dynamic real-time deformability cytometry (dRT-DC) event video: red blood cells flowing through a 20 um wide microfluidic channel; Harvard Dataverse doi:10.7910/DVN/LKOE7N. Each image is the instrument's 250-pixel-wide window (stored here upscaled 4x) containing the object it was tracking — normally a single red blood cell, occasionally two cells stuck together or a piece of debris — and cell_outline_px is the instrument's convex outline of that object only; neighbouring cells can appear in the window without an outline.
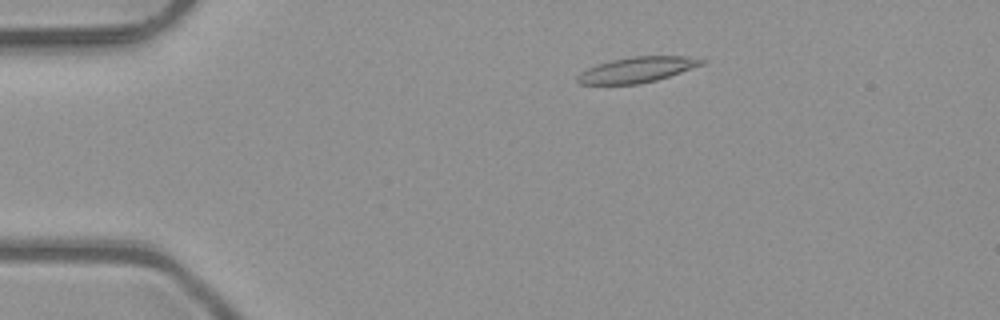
{"species": "common noctule bat (a hibernating species)", "species_latin": "Nyctalus noctula", "temperature_condition": "room temperature", "stored_images_in_passage": 6, "camera_frame_rate_fps": 3000, "um_per_image_px": 0.085, "animal": {"sex": "male", "body_mass_g": 23.1, "forearm_length_mm": 52.7}, "frame": {"image": 1, "passage_image": 3, "time_ms": 0.667, "image_size_px": [1000, 320], "cell_outline_px": [[708, 60], [704, 64], [656, 80], [640, 84], [580, 84], [576, 80], [576, 76], [580, 72], [588, 68], [612, 60], [632, 56], [684, 56]], "centroid_in_image_um": [54.15, 5.92], "position_along_channel_um": 30.9, "area_um2": 18.26}}
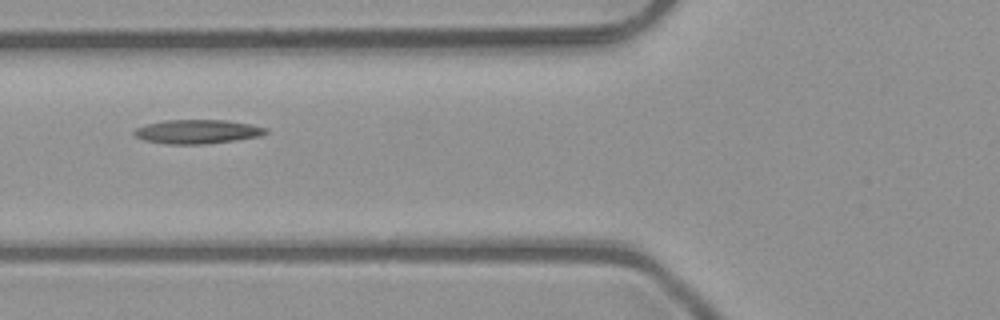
{"frame": {"image": 2, "passage_image": 6, "time_ms": 1.667, "image_size_px": [1000, 320], "cell_outline_px": [[268, 132], [260, 136], [236, 140], [204, 144], [168, 144], [144, 140], [136, 136], [132, 132], [136, 128], [144, 124], [164, 120], [228, 120], [268, 128]], "centroid_in_image_um": [16.76, 11.18], "position_along_channel_um": 109.0, "area_um2": 18.44}}